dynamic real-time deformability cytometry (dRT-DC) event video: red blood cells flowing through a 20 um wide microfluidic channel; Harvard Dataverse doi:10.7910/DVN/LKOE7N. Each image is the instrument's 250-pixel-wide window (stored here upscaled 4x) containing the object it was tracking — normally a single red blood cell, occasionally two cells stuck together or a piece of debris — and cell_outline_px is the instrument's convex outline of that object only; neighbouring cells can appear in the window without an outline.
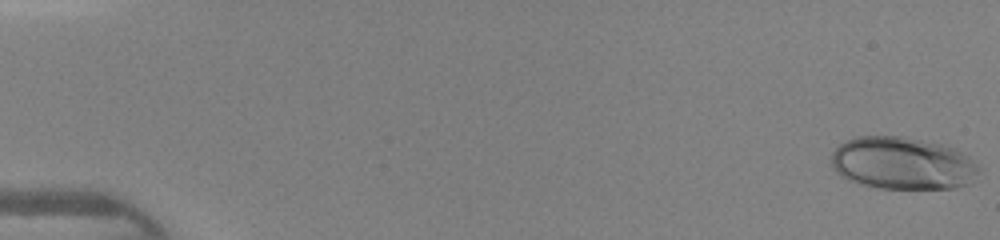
{"species": "human", "species_latin": "Homo sapiens", "temperature_condition": "warm", "stored_images_in_passage": 46, "camera_frame_rate_fps": 3000, "um_per_image_px": 0.085, "donor": {"sex": "female"}, "frame": {"image": 1, "passage_image": 1, "time_ms": 0.0, "image_size_px": [1000, 240], "cell_outline_px": [[980, 168], [968, 184], [956, 188], [880, 188], [848, 180], [840, 176], [832, 168], [832, 152], [840, 144], [856, 136], [900, 136], [940, 144], [956, 148], [968, 156]], "centroid_in_image_um": [76.69, 13.87], "position_along_channel_um": 8.3, "area_um2": 44.85}}
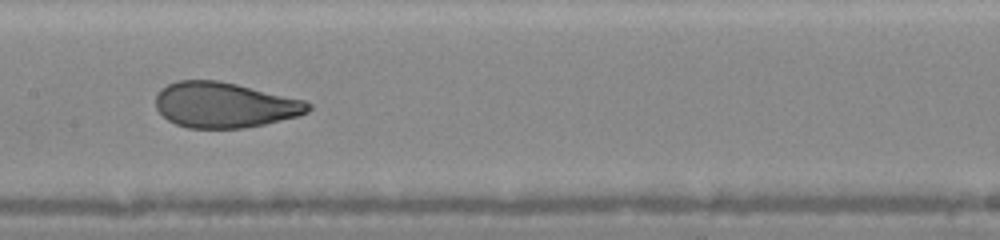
{"frame": {"image": 2, "passage_image": 24, "time_ms": 7.667, "image_size_px": [1000, 240], "cell_outline_px": [[312, 108], [308, 112], [296, 116], [264, 124], [244, 128], [188, 128], [176, 124], [168, 120], [156, 108], [156, 96], [160, 88], [176, 80], [216, 80], [236, 84], [304, 100], [312, 104]], "centroid_in_image_um": [19.06, 8.92], "position_along_channel_um": 188.3, "area_um2": 40.23}}
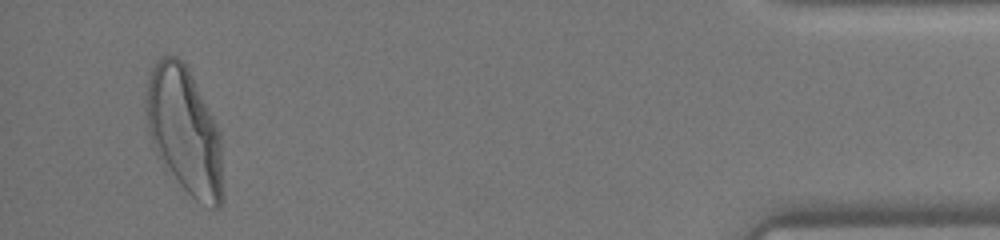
{"frame": {"image": 3, "passage_image": 44, "time_ms": 14.333, "image_size_px": [1000, 240], "cell_outline_px": [[224, 200], [220, 208], [212, 208], [196, 200], [176, 180], [152, 144], [148, 128], [144, 100], [148, 80], [152, 68], [156, 60], [160, 56], [176, 56], [188, 68], [220, 132], [224, 196]], "centroid_in_image_um": [15.69, 11.12], "position_along_channel_um": 419.5, "area_um2": 56.3}}